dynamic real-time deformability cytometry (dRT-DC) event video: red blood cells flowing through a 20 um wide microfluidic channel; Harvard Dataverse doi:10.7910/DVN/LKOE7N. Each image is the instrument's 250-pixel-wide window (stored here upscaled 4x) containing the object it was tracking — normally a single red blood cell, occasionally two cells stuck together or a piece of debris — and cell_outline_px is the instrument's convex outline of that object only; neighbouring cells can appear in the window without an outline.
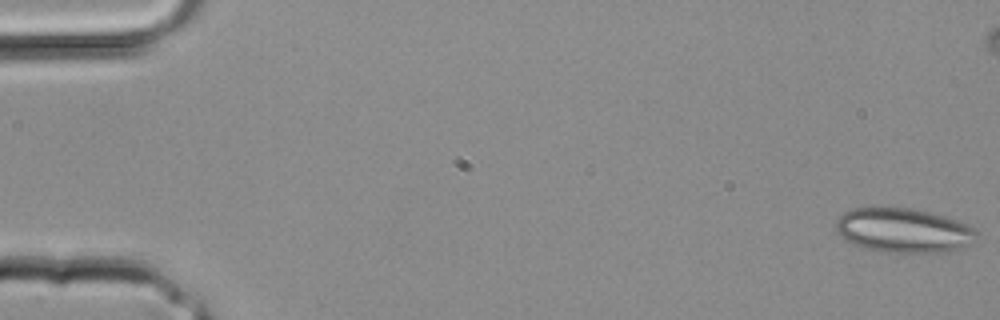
{"species": "common noctule bat (a hibernating species)", "species_latin": "Nyctalus noctula", "temperature_condition": "room temperature", "stored_images_in_passage": 34, "camera_frame_rate_fps": 3000, "um_per_image_px": 0.085, "animal": {"sex": "male", "body_mass_g": 20.4}, "frame": {"image": 1, "passage_image": 1, "time_ms": 0.0, "image_size_px": [1000, 320], "cell_outline_px": [[976, 232], [972, 244], [960, 248], [944, 252], [896, 252], [864, 248], [852, 244], [844, 240], [836, 232], [836, 220], [844, 212], [852, 208], [912, 208], [944, 216], [968, 224]], "centroid_in_image_um": [76.76, 19.58], "position_along_channel_um": 8.2, "area_um2": 36.13}}
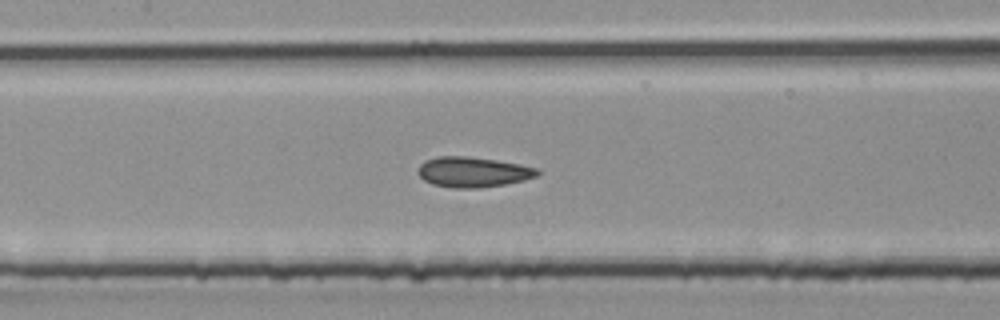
{"frame": {"image": 2, "passage_image": 16, "time_ms": 5.0, "image_size_px": [1000, 320], "cell_outline_px": [[540, 172], [536, 176], [524, 180], [504, 184], [480, 188], [452, 188], [432, 184], [424, 180], [416, 172], [416, 168], [424, 160], [436, 156], [468, 156], [496, 160], [520, 164], [536, 168]], "centroid_in_image_um": [40.14, 14.61], "position_along_channel_um": 167.3, "area_um2": 21.21}}
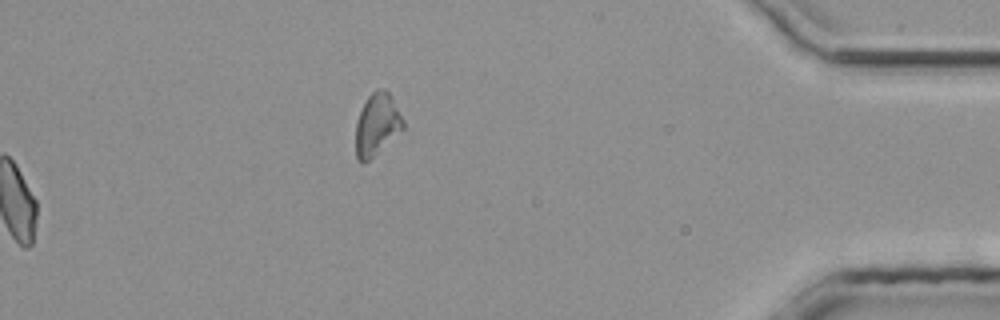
{"frame": {"image": 3, "passage_image": 34, "time_ms": 11.0, "image_size_px": [1000, 320], "cell_outline_px": [[404, 128], [364, 164], [356, 160], [356, 120], [368, 96], [376, 88], [384, 88], [388, 92], [404, 120]], "centroid_in_image_um": [32.02, 10.58], "position_along_channel_um": 403.2, "area_um2": 16.94}}